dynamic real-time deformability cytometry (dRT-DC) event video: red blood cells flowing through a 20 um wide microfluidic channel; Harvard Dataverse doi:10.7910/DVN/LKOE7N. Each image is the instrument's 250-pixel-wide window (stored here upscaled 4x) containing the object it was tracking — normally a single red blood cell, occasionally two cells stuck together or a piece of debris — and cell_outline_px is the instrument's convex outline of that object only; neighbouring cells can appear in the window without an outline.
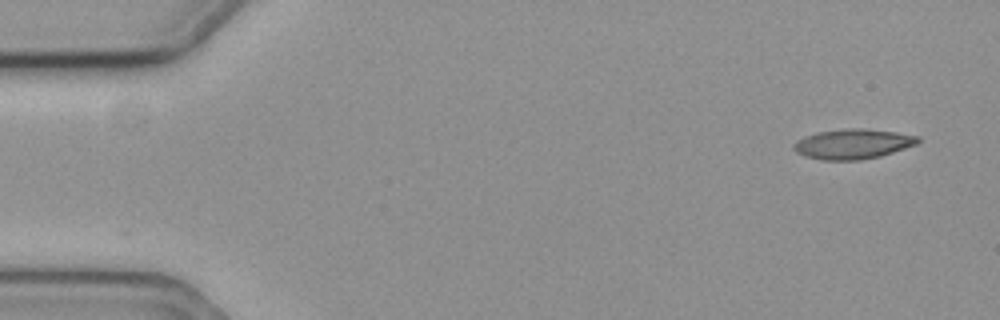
{"species": "common noctule bat (a hibernating species)", "species_latin": "Nyctalus noctula", "temperature_condition": "cold", "stored_images_in_passage": 55, "camera_frame_rate_fps": 3000, "um_per_image_px": 0.085, "animal": {"sex": "female", "body_mass_g": 19.3, "forearm_length_mm": 54.1}, "frame": {"image": 1, "passage_image": 1, "time_ms": 0.0, "image_size_px": [1000, 320], "cell_outline_px": [[920, 140], [916, 144], [880, 156], [860, 160], [824, 160], [804, 156], [796, 152], [792, 148], [792, 144], [796, 140], [804, 136], [820, 132], [848, 128], [864, 128], [896, 132], [920, 136]], "centroid_in_image_um": [72.47, 12.23], "position_along_channel_um": 12.5, "area_um2": 21.68}}
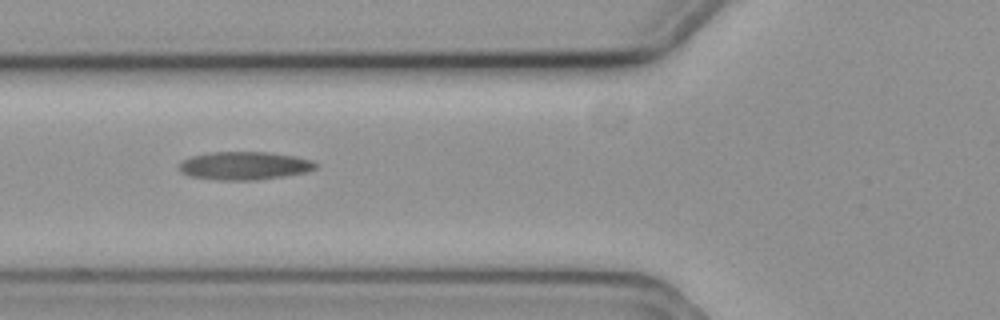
{"frame": {"image": 2, "passage_image": 19, "time_ms": 6.0, "image_size_px": [1000, 320], "cell_outline_px": [[316, 168], [308, 172], [284, 176], [252, 180], [220, 180], [188, 176], [180, 172], [180, 160], [192, 156], [212, 152], [268, 152], [296, 156], [312, 160], [316, 164]], "centroid_in_image_um": [20.77, 14.08], "position_along_channel_um": 105.0, "area_um2": 22.43}}
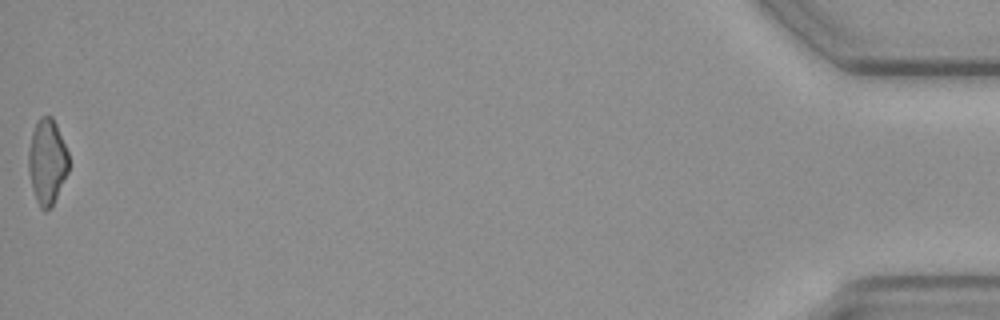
{"frame": {"image": 3, "passage_image": 55, "time_ms": 18.0, "image_size_px": [1000, 320], "cell_outline_px": [[68, 172], [52, 208], [44, 212], [40, 208], [36, 200], [32, 188], [28, 168], [28, 152], [32, 132], [36, 120], [40, 116], [52, 116], [56, 124], [68, 152]], "centroid_in_image_um": [4.0, 13.76], "position_along_channel_um": 431.2, "area_um2": 20.17}}